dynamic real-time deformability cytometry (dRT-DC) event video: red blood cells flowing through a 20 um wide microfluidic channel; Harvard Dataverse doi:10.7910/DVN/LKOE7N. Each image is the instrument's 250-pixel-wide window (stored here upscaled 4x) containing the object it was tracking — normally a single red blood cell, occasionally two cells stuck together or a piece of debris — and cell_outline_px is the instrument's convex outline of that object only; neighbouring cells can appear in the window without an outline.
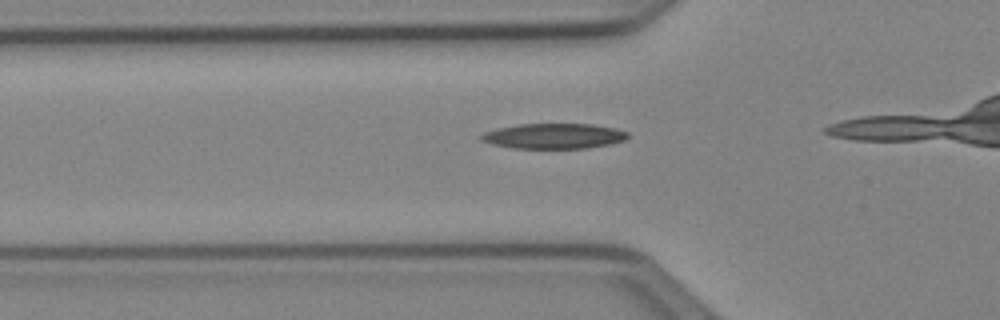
{"species": "Egyptian fruit bat (a non-hibernating species)", "species_latin": "Rousettus aegyptiacus", "temperature_condition": "cold", "stored_images_in_passage": 24, "camera_frame_rate_fps": 3000, "um_per_image_px": 0.085, "animal": {"sex": "female"}, "frame": {"image": 1, "passage_image": 10, "time_ms": 3.0, "image_size_px": [1000, 320], "cell_outline_px": [[628, 136], [624, 140], [608, 144], [588, 148], [512, 148], [492, 144], [480, 140], [480, 136], [484, 132], [496, 128], [520, 124], [592, 124], [616, 128], [628, 132]], "centroid_in_image_um": [47.05, 11.56], "position_along_channel_um": 78.7, "area_um2": 21.56}}
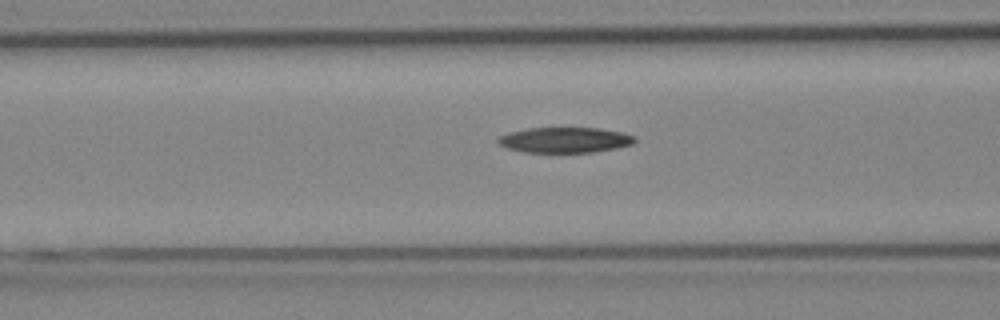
{"frame": {"image": 2, "passage_image": 13, "time_ms": 4.0, "image_size_px": [1000, 320], "cell_outline_px": [[636, 140], [632, 144], [616, 148], [592, 152], [520, 152], [508, 148], [500, 144], [496, 140], [500, 136], [508, 132], [528, 128], [600, 128], [620, 132], [636, 136]], "centroid_in_image_um": [48.0, 11.89], "position_along_channel_um": 118.6, "area_um2": 20.23}}
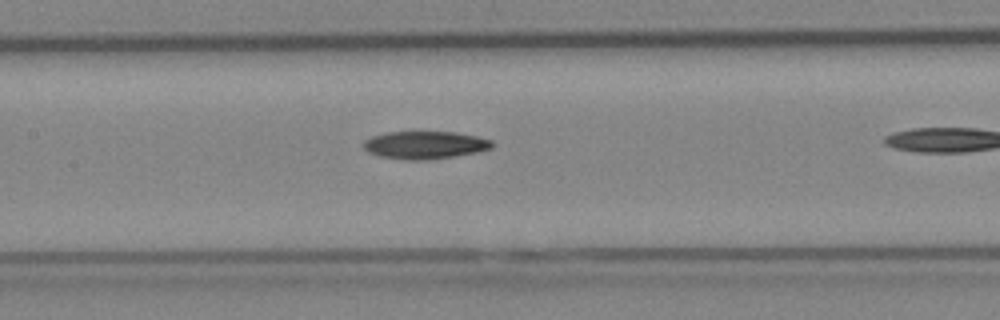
{"frame": {"image": 3, "passage_image": 17, "time_ms": 5.333, "image_size_px": [1000, 320], "cell_outline_px": [[492, 148], [476, 152], [456, 156], [428, 160], [404, 160], [380, 156], [368, 152], [364, 148], [364, 140], [372, 136], [388, 132], [456, 132], [476, 136], [492, 140]], "centroid_in_image_um": [36.11, 12.33], "position_along_channel_um": 171.3, "area_um2": 20.75}}